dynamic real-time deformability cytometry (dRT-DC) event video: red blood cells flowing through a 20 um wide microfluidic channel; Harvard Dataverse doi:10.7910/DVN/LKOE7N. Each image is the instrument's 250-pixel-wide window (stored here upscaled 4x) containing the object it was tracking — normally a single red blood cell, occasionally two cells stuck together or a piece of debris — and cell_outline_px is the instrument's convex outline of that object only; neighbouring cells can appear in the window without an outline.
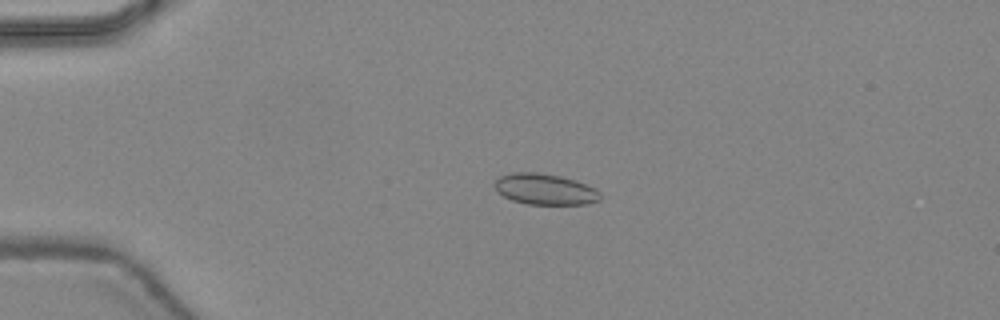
{"species": "common noctule bat (a hibernating species)", "species_latin": "Nyctalus noctula", "temperature_condition": "warm", "stored_images_in_passage": 42, "camera_frame_rate_fps": 3000, "um_per_image_px": 0.085, "animal": {"sex": "female", "body_mass_g": 24.6, "forearm_length_mm": 56.2}, "frame": {"image": 1, "passage_image": 7, "time_ms": 2.0, "image_size_px": [1000, 320], "cell_outline_px": [[600, 200], [588, 204], [528, 204], [512, 200], [504, 196], [496, 188], [496, 180], [500, 176], [516, 172], [536, 172], [560, 176], [576, 180], [596, 188], [600, 192]], "centroid_in_image_um": [46.38, 16.08], "position_along_channel_um": 38.6, "area_um2": 18.9}}
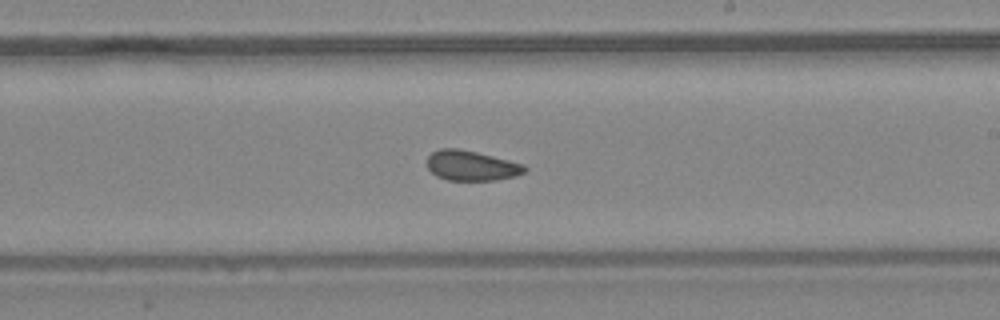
{"frame": {"image": 2, "passage_image": 24, "time_ms": 7.667, "image_size_px": [1000, 320], "cell_outline_px": [[528, 168], [524, 172], [516, 176], [496, 180], [448, 180], [436, 176], [428, 168], [428, 156], [432, 152], [440, 148], [456, 148], [476, 152], [524, 164]], "centroid_in_image_um": [40.07, 14.08], "position_along_channel_um": 248.9, "area_um2": 16.99}}
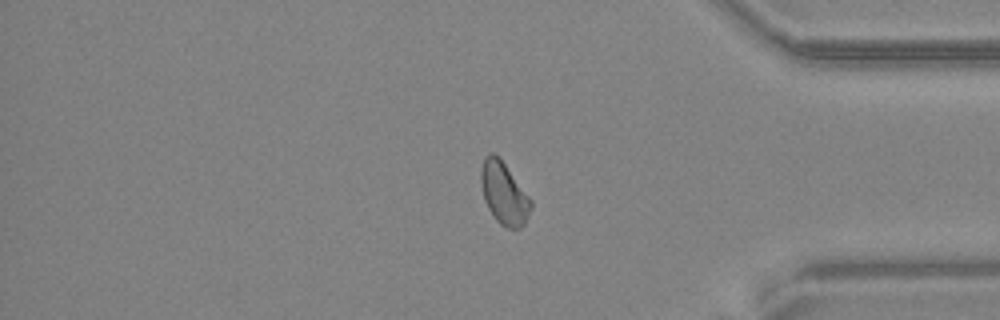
{"frame": {"image": 3, "passage_image": 35, "time_ms": 11.333, "image_size_px": [1000, 320], "cell_outline_px": [[532, 208], [524, 224], [520, 228], [508, 228], [500, 224], [496, 220], [488, 208], [484, 200], [480, 180], [480, 172], [484, 156], [492, 152], [504, 164], [532, 200]], "centroid_in_image_um": [42.83, 16.46], "position_along_channel_um": 392.4, "area_um2": 17.86}, "authors_computed_cell_mechanics": {"area_um2": 17.8602, "velocity_mm_per_s": 4.4565, "shape_relaxation_time_tau1_ms": null, "shape_relaxation_time_tau2_ms": 1.4054, "deformation_change_tau1": null, "deformation_change_tau2": 0.0505}}